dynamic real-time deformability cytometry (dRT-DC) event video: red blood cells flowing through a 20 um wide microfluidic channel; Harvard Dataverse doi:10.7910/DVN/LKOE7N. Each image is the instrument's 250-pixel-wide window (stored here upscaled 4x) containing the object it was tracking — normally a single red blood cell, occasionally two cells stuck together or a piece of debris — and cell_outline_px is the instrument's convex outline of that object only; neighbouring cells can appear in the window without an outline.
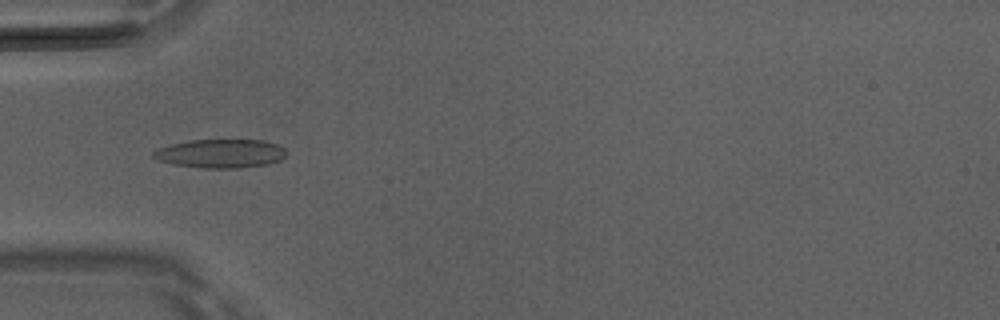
{"species": "Egyptian fruit bat (a non-hibernating species)", "species_latin": "Rousettus aegyptiacus", "temperature_condition": "room temperature", "stored_images_in_passage": 42, "camera_frame_rate_fps": 3000, "um_per_image_px": 0.085, "animal": {"sex": "male"}, "frame": {"image": 1, "passage_image": 8, "time_ms": 2.333, "image_size_px": [1000, 320], "cell_outline_px": [[284, 156], [280, 160], [268, 164], [240, 168], [204, 168], [172, 164], [160, 160], [152, 156], [152, 152], [160, 148], [172, 144], [188, 140], [264, 140], [276, 144], [284, 148]], "centroid_in_image_um": [18.75, 13.05], "position_along_channel_um": 66.3, "area_um2": 22.08}}
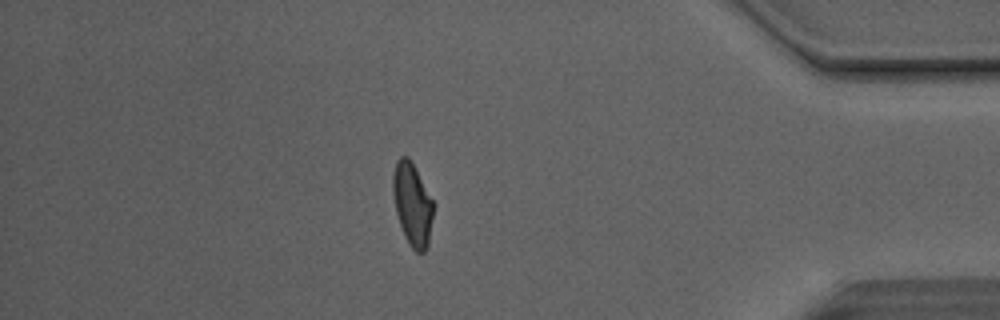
{"frame": {"image": 2, "passage_image": 35, "time_ms": 11.333, "image_size_px": [1000, 320], "cell_outline_px": [[432, 216], [428, 244], [424, 252], [416, 252], [408, 244], [404, 236], [396, 212], [392, 192], [392, 176], [396, 160], [400, 156], [408, 156], [432, 200]], "centroid_in_image_um": [35.01, 17.36], "position_along_channel_um": 400.2, "area_um2": 19.13}}
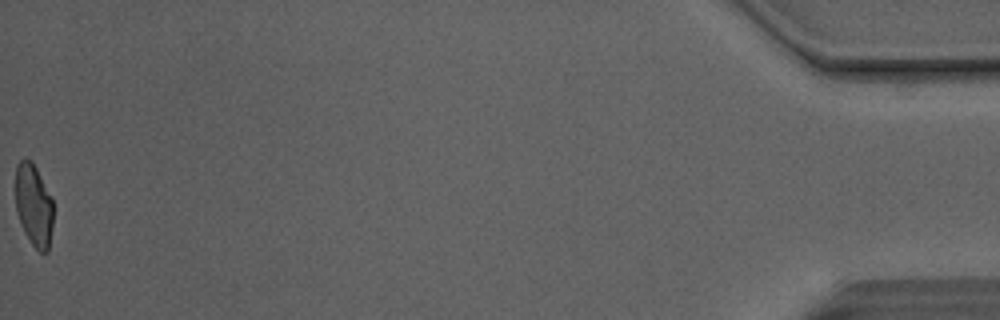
{"frame": {"image": 3, "passage_image": 42, "time_ms": 13.667, "image_size_px": [1000, 320], "cell_outline_px": [[52, 224], [48, 252], [40, 252], [32, 244], [24, 232], [20, 224], [16, 212], [16, 164], [24, 156], [32, 160], [52, 200]], "centroid_in_image_um": [2.84, 17.42], "position_along_channel_um": 432.4, "area_um2": 18.03}, "authors_computed_cell_mechanics": {"area_um2": 19.7098, "velocity_mm_per_s": 4.1397, "shape_relaxation_time_tau1_ms": 3.4542, "shape_relaxation_time_tau2_ms": 1.9572, "deformation_change_tau1": 0.1661, "deformation_change_tau2": 0.0949}}